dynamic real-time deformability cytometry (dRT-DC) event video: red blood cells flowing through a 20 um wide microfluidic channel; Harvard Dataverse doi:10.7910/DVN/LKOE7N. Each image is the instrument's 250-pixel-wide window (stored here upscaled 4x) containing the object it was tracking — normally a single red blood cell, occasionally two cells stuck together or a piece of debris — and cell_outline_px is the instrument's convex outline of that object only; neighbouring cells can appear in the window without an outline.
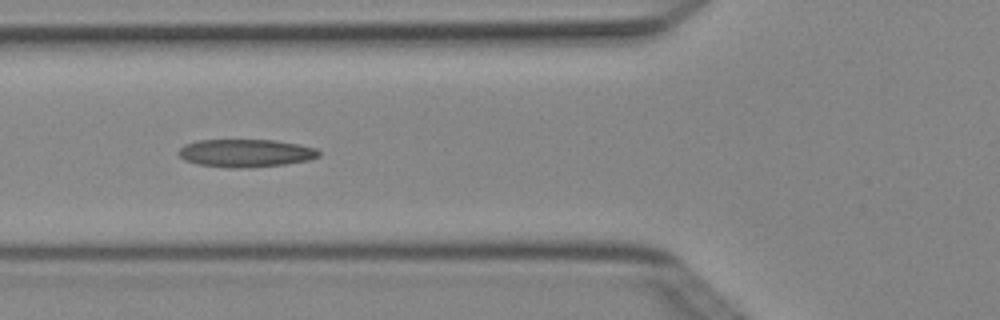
{"species": "Egyptian fruit bat (a non-hibernating species)", "species_latin": "Rousettus aegyptiacus", "temperature_condition": "cold", "stored_images_in_passage": 7, "camera_frame_rate_fps": 3000, "um_per_image_px": 0.085, "animal": {"sex": "female"}, "frame": {"image": 1, "passage_image": 5, "time_ms": 1.333, "image_size_px": [1000, 320], "cell_outline_px": [[320, 156], [312, 160], [284, 164], [244, 168], [224, 168], [196, 164], [184, 160], [180, 156], [180, 148], [184, 144], [196, 140], [276, 140], [316, 148], [320, 152]], "centroid_in_image_um": [20.88, 13.02], "position_along_channel_um": 104.9, "area_um2": 22.95}}
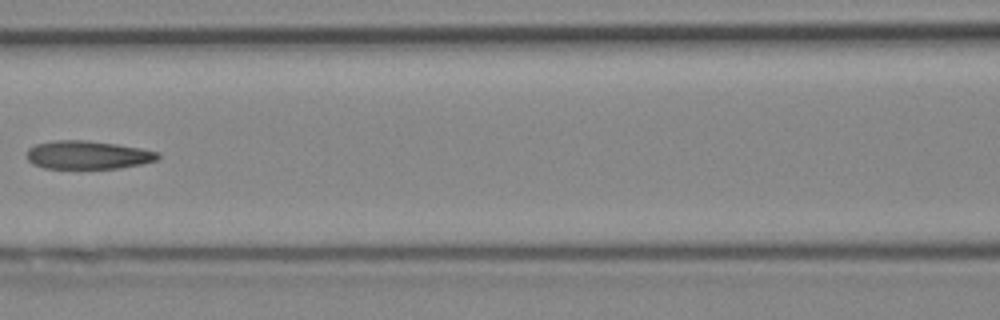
{"frame": {"image": 2, "passage_image": 6, "time_ms": 1.667, "image_size_px": [1000, 320], "cell_outline_px": [[160, 156], [156, 160], [140, 164], [120, 168], [44, 168], [32, 164], [28, 160], [28, 148], [36, 144], [56, 140], [84, 140], [116, 144], [140, 148], [160, 152]], "centroid_in_image_um": [7.46, 13.17], "position_along_channel_um": 159.1, "area_um2": 21.5}}
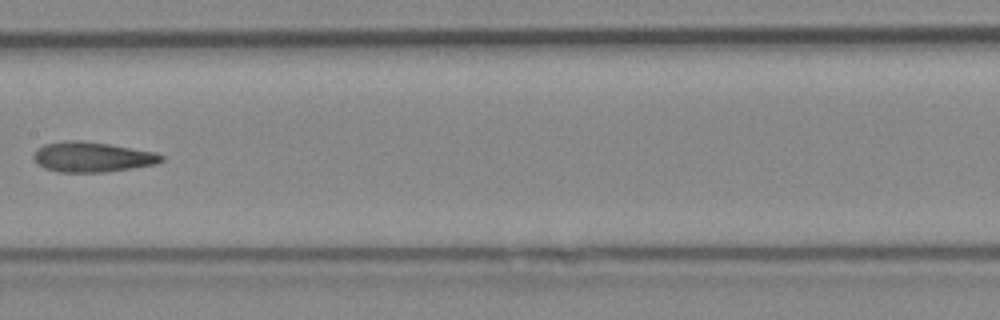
{"frame": {"image": 3, "passage_image": 7, "time_ms": 2.0, "image_size_px": [1000, 320], "cell_outline_px": [[164, 160], [156, 164], [132, 168], [104, 172], [60, 172], [44, 168], [36, 164], [32, 156], [44, 144], [64, 140], [84, 140], [156, 152], [164, 156]], "centroid_in_image_um": [7.83, 13.34], "position_along_channel_um": 199.6, "area_um2": 22.48}}